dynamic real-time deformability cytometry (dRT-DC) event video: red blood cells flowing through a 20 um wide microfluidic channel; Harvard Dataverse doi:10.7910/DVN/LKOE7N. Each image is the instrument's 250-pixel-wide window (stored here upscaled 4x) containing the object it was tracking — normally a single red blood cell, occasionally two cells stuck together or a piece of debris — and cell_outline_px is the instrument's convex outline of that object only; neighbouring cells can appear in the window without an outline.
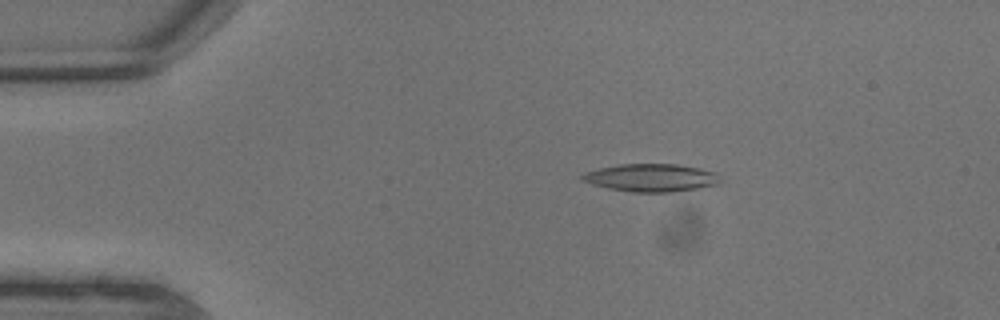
{"species": "common noctule bat (a hibernating species)", "species_latin": "Nyctalus noctula", "temperature_condition": "warm", "stored_images_in_passage": 6, "camera_frame_rate_fps": 3000, "um_per_image_px": 0.085, "animal": {"sex": "male", "body_mass_g": 13.3}, "frame": {"image": 1, "passage_image": 4, "time_ms": 1.0, "image_size_px": [1000, 320], "cell_outline_px": [[716, 184], [696, 188], [672, 192], [632, 192], [608, 188], [592, 184], [580, 180], [580, 176], [584, 172], [600, 168], [620, 164], [676, 164], [700, 168], [716, 172]], "centroid_in_image_um": [55.26, 15.1], "position_along_channel_um": 29.7, "area_um2": 22.08}}